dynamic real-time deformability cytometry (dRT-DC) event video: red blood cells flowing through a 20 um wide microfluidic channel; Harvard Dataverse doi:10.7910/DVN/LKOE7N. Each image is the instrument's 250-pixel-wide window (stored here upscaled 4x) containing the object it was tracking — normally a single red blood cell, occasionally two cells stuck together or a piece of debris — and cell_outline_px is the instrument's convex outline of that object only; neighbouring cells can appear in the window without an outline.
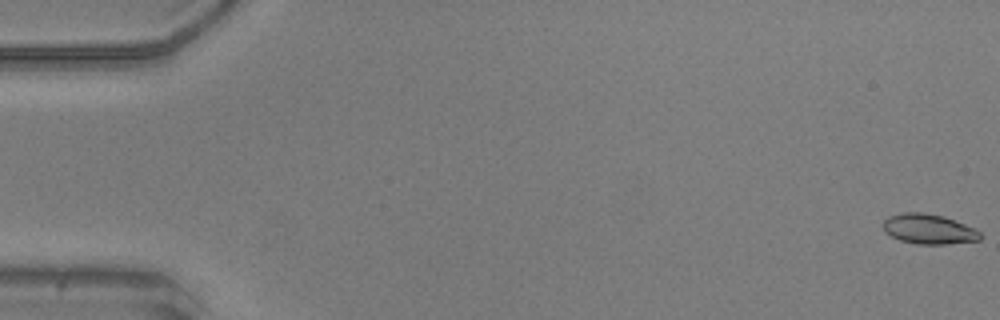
{"species": "common noctule bat (a hibernating species)", "species_latin": "Nyctalus noctula", "temperature_condition": "warm", "stored_images_in_passage": 52, "camera_frame_rate_fps": 3000, "um_per_image_px": 0.085, "animal": {"sex": "male", "body_mass_g": 20.5, "forearm_length_mm": 52.5}, "frame": {"image": 1, "passage_image": 1, "time_ms": 0.0, "image_size_px": [1000, 320], "cell_outline_px": [[980, 240], [944, 244], [916, 244], [900, 240], [884, 232], [884, 220], [888, 216], [904, 212], [924, 212], [944, 216], [976, 228], [980, 232]], "centroid_in_image_um": [78.94, 19.46], "position_along_channel_um": 6.1, "area_um2": 16.99}}
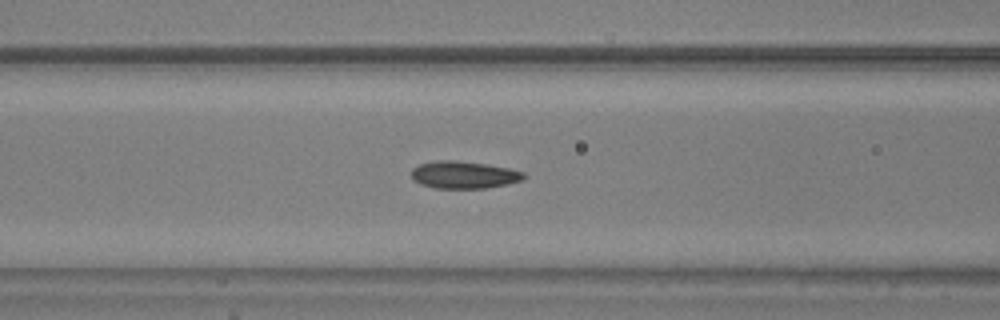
{"frame": {"image": 2, "passage_image": 22, "time_ms": 7.0, "image_size_px": [1000, 320], "cell_outline_px": [[524, 180], [508, 184], [484, 188], [436, 188], [420, 184], [412, 180], [412, 168], [420, 164], [436, 160], [456, 160], [484, 164], [508, 168], [524, 172]], "centroid_in_image_um": [39.41, 14.86], "position_along_channel_um": 127.2, "area_um2": 17.86}}
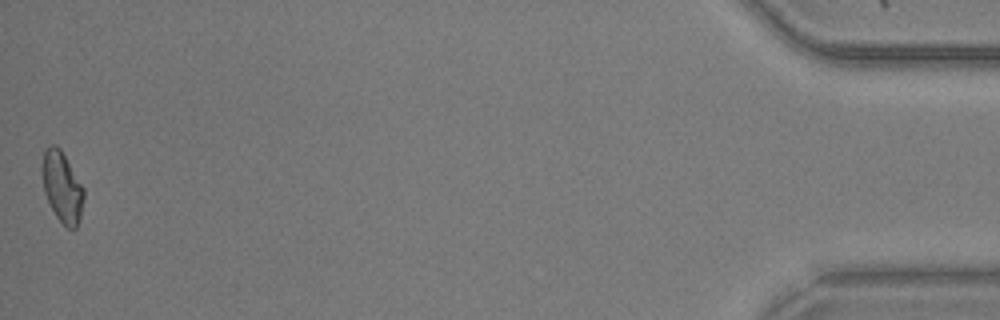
{"frame": {"image": 3, "passage_image": 52, "time_ms": 17.0, "image_size_px": [1000, 320], "cell_outline_px": [[84, 200], [80, 220], [76, 228], [68, 228], [56, 216], [44, 192], [40, 172], [40, 168], [44, 152], [52, 144], [56, 144], [60, 148], [84, 188]], "centroid_in_image_um": [5.27, 15.88], "position_along_channel_um": 429.9, "area_um2": 17.22}, "authors_computed_cell_mechanics": {"area_um2": 17.1377, "velocity_mm_per_s": 3.9777, "shape_relaxation_time_tau1_ms": 6.4072, "shape_relaxation_time_tau2_ms": 1.9666, "deformation_change_tau1": 0.1544, "deformation_change_tau2": 0.0886}}